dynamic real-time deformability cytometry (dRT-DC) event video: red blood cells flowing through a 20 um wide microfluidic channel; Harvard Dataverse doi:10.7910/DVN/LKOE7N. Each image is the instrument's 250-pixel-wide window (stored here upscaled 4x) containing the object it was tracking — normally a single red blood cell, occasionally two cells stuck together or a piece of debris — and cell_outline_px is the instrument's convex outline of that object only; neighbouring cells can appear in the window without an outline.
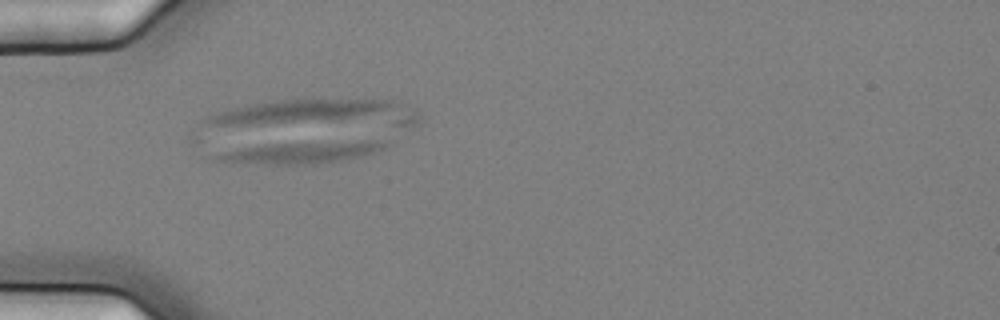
{"species": "common noctule bat (a hibernating species)", "species_latin": "Nyctalus noctula", "temperature_condition": "cold", "stored_images_in_passage": 56, "camera_frame_rate_fps": 3000, "um_per_image_px": 0.085, "animal": {"sex": "female", "body_mass_g": 25.1}, "frame": {"image": 1, "passage_image": 17, "time_ms": 5.333, "image_size_px": [1000, 320], "cell_outline_px": [[392, 144], [376, 152], [360, 156], [340, 160], [316, 164], [244, 164], [216, 160], [212, 156], [224, 152], [264, 144], [384, 136], [388, 136]], "centroid_in_image_um": [25.99, 12.87], "position_along_channel_um": 59.0, "area_um2": 23.0}}